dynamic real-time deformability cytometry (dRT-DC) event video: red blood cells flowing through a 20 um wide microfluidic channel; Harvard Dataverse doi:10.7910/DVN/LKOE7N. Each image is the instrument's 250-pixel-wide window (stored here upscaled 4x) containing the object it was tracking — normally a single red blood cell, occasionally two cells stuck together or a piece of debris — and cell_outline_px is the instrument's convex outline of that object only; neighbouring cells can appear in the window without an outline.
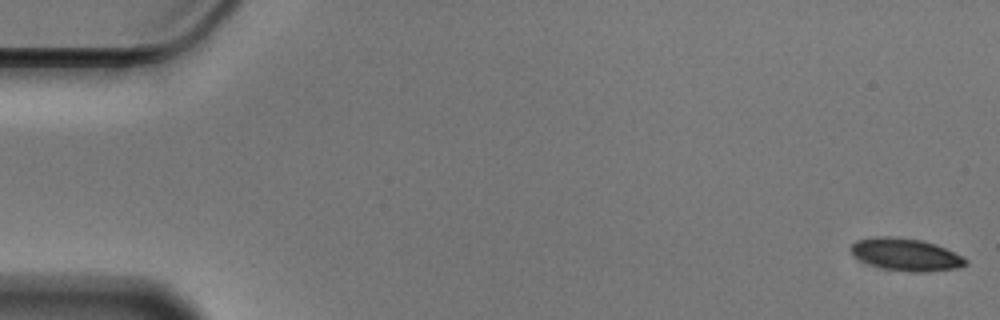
{"species": "Egyptian fruit bat (a non-hibernating species)", "species_latin": "Rousettus aegyptiacus", "temperature_condition": "cold", "stored_images_in_passage": 57, "camera_frame_rate_fps": 3000, "um_per_image_px": 0.085, "animal": {"sex": "male"}, "frame": {"image": 1, "passage_image": 1, "time_ms": 0.0, "image_size_px": [1000, 320], "cell_outline_px": [[968, 264], [960, 268], [924, 272], [912, 272], [884, 268], [868, 264], [852, 256], [848, 248], [856, 240], [872, 236], [896, 236], [920, 240], [936, 244], [964, 256], [968, 260]], "centroid_in_image_um": [76.99, 21.62], "position_along_channel_um": 8.0, "area_um2": 22.08}}
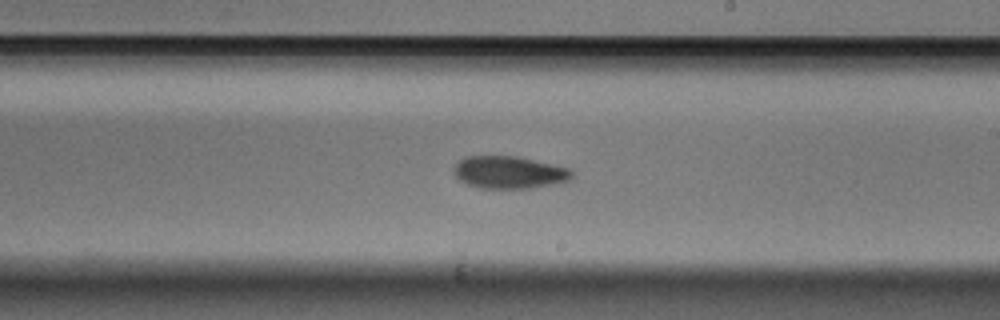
{"frame": {"image": 2, "passage_image": 33, "time_ms": 10.667, "image_size_px": [1000, 320], "cell_outline_px": [[572, 176], [568, 180], [552, 184], [532, 188], [480, 188], [468, 184], [460, 180], [456, 176], [452, 168], [464, 156], [516, 156], [552, 164], [568, 168], [572, 172]], "centroid_in_image_um": [43.24, 14.64], "position_along_channel_um": 245.8, "area_um2": 22.08}}
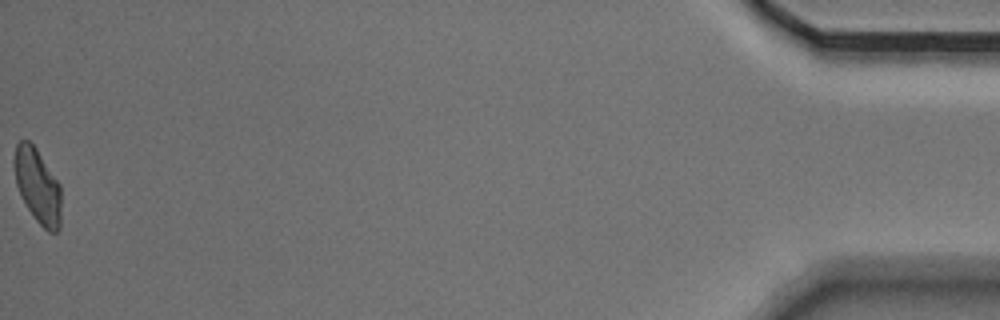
{"frame": {"image": 3, "passage_image": 57, "time_ms": 18.667, "image_size_px": [1000, 320], "cell_outline_px": [[60, 228], [56, 232], [48, 232], [36, 220], [20, 196], [16, 184], [12, 160], [16, 144], [20, 140], [28, 140], [36, 148], [60, 184]], "centroid_in_image_um": [3.17, 15.78], "position_along_channel_um": 432.0, "area_um2": 20.46}, "authors_computed_cell_mechanics": {"area_um2": 21.7906, "velocity_mm_per_s": 3.5375, "shape_relaxation_time_tau1_ms": 4.0352, "shape_relaxation_time_tau2_ms": 7.2627, "deformation_change_tau1": 0.1167, "deformation_change_tau2": 0.1188}}